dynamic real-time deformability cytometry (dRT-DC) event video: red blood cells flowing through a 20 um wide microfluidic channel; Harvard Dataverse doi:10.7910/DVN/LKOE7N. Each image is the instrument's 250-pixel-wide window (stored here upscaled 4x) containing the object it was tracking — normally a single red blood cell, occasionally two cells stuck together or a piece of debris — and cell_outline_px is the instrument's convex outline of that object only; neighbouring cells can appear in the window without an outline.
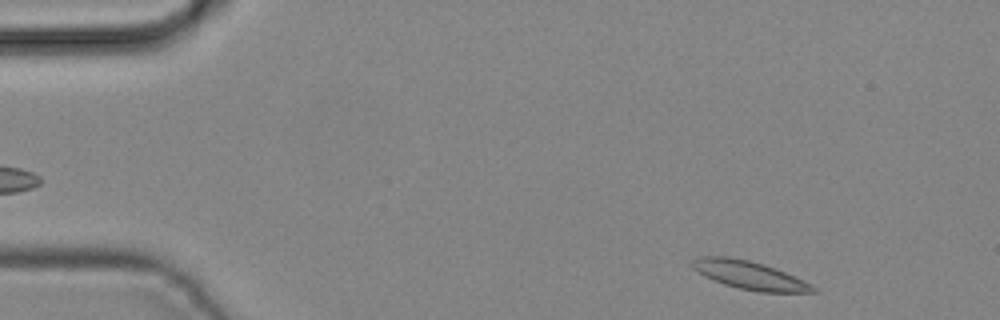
{"species": "common noctule bat (a hibernating species)", "species_latin": "Nyctalus noctula", "temperature_condition": "cold", "stored_images_in_passage": 2, "camera_frame_rate_fps": 3000, "um_per_image_px": 0.085, "animal": {"sex": "male", "body_mass_g": 19.2, "forearm_length_mm": 51.8}, "frame": {"image": 1, "passage_image": 2, "time_ms": 0.333, "image_size_px": [1000, 320], "cell_outline_px": [[820, 292], [760, 292], [740, 288], [724, 284], [704, 276], [692, 268], [692, 260], [696, 256], [728, 256], [748, 260], [764, 264], [776, 268], [804, 280], [812, 284]], "centroid_in_image_um": [63.71, 23.38], "position_along_channel_um": 21.3, "area_um2": 19.94}}